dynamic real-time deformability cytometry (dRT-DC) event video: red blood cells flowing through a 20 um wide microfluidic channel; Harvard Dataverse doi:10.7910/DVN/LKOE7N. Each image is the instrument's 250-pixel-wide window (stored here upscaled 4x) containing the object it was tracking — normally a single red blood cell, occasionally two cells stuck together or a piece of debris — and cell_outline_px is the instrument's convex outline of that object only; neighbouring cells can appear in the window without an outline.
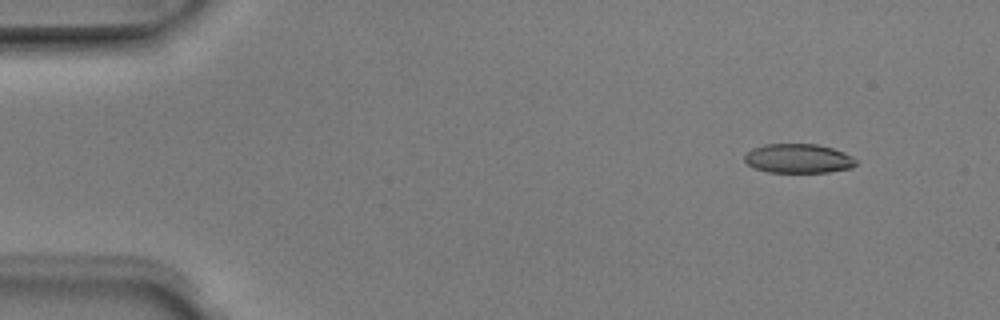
{"species": "Egyptian fruit bat (a non-hibernating species)", "species_latin": "Rousettus aegyptiacus", "temperature_condition": "room temperature", "stored_images_in_passage": 4, "camera_frame_rate_fps": 3000, "um_per_image_px": 0.085, "animal": {"sex": "male"}, "frame": {"image": 1, "passage_image": 1, "time_ms": 0.0, "image_size_px": [1000, 320], "cell_outline_px": [[856, 164], [852, 168], [828, 172], [768, 172], [756, 168], [748, 164], [744, 160], [744, 156], [752, 148], [764, 144], [816, 144], [832, 148], [844, 152], [852, 156], [856, 160]], "centroid_in_image_um": [67.87, 13.47], "position_along_channel_um": 17.1, "area_um2": 18.96}}
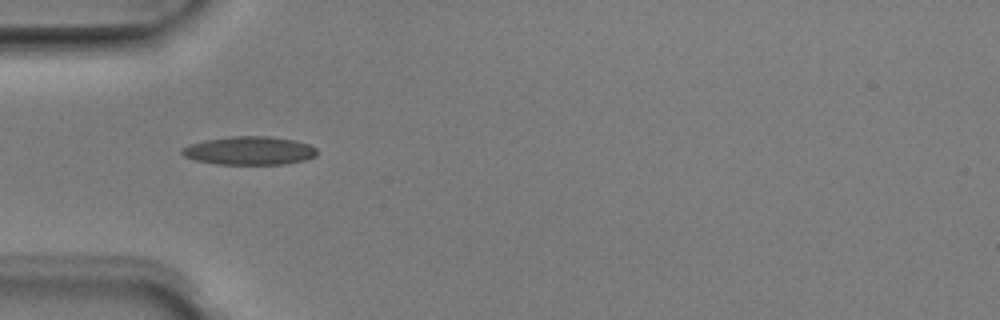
{"frame": {"image": 2, "passage_image": 4, "time_ms": 1.0, "image_size_px": [1000, 320], "cell_outline_px": [[316, 156], [304, 160], [284, 164], [216, 164], [196, 160], [184, 156], [180, 152], [180, 148], [188, 144], [204, 140], [232, 136], [268, 136], [296, 140], [308, 144], [316, 148]], "centroid_in_image_um": [21.17, 12.8], "position_along_channel_um": 63.8, "area_um2": 22.43}}